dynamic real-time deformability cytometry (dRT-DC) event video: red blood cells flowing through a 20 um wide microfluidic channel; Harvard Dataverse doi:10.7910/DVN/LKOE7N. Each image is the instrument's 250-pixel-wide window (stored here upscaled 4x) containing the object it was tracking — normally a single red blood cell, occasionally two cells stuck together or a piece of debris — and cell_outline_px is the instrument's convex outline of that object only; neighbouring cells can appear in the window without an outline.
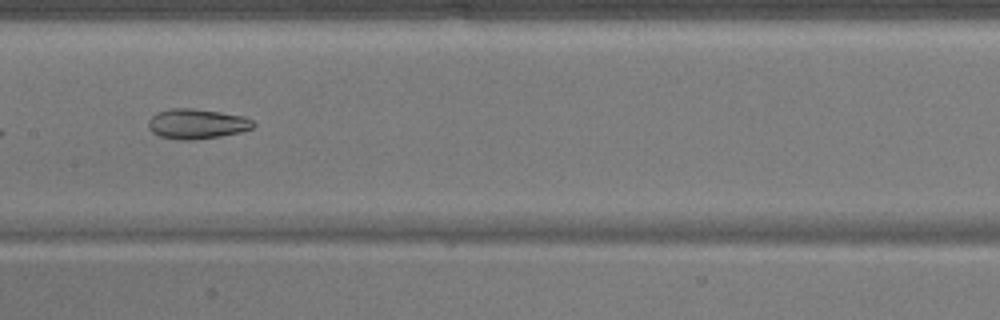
{"species": "common noctule bat (a hibernating species)", "species_latin": "Nyctalus noctula", "temperature_condition": "warm", "stored_images_in_passage": 36, "camera_frame_rate_fps": 3000, "um_per_image_px": 0.085, "animal": {"sex": "male", "body_mass_g": 17.9}, "frame": {"image": 1, "passage_image": 11, "time_ms": 3.333, "image_size_px": [1000, 320], "cell_outline_px": [[256, 124], [252, 128], [240, 132], [220, 136], [192, 140], [180, 140], [160, 136], [152, 132], [148, 128], [148, 120], [156, 112], [172, 108], [192, 108], [220, 112], [244, 116], [252, 120]], "centroid_in_image_um": [16.72, 10.52], "position_along_channel_um": 190.7, "area_um2": 18.38}}
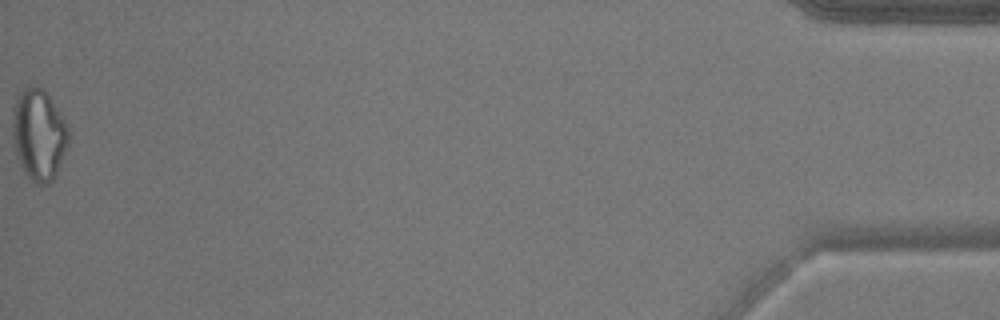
{"frame": {"image": 2, "passage_image": 36, "time_ms": 11.667, "image_size_px": [1000, 320], "cell_outline_px": [[68, 144], [56, 172], [52, 180], [48, 184], [36, 184], [28, 176], [20, 164], [16, 156], [12, 140], [12, 108], [16, 96], [24, 88], [36, 84], [44, 88], [64, 120], [68, 128]], "centroid_in_image_um": [3.25, 11.4], "position_along_channel_um": 431.9, "area_um2": 29.82}}